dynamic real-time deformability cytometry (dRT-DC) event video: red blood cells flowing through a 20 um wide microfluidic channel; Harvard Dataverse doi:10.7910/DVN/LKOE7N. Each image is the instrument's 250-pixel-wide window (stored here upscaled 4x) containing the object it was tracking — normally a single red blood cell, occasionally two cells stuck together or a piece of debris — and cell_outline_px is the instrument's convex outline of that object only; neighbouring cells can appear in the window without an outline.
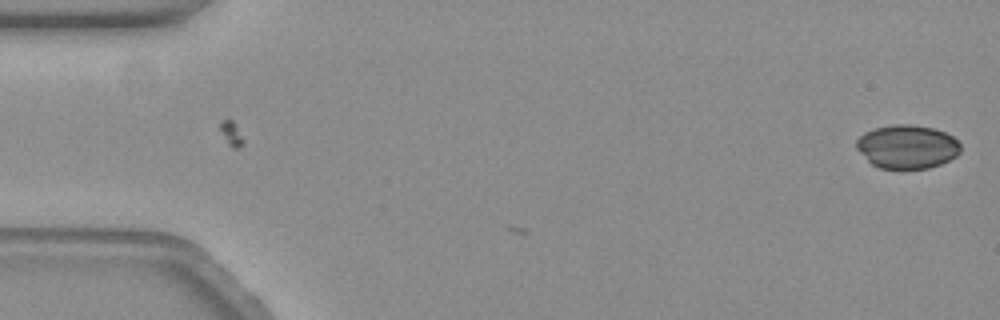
{"species": "common noctule bat (a hibernating species)", "species_latin": "Nyctalus noctula", "temperature_condition": "warm", "stored_images_in_passage": 4, "camera_frame_rate_fps": 3000, "um_per_image_px": 0.085, "animal": {"sex": "female", "body_mass_g": 19.3, "forearm_length_mm": 54.1}, "frame": {"image": 1, "passage_image": 1, "time_ms": 0.0, "image_size_px": [1000, 320], "cell_outline_px": [[960, 152], [956, 156], [940, 164], [928, 168], [880, 168], [872, 164], [856, 148], [856, 140], [864, 132], [872, 128], [892, 124], [912, 124], [932, 128], [944, 132], [952, 136], [960, 144]], "centroid_in_image_um": [77.09, 12.45], "position_along_channel_um": 7.9, "area_um2": 26.41}}